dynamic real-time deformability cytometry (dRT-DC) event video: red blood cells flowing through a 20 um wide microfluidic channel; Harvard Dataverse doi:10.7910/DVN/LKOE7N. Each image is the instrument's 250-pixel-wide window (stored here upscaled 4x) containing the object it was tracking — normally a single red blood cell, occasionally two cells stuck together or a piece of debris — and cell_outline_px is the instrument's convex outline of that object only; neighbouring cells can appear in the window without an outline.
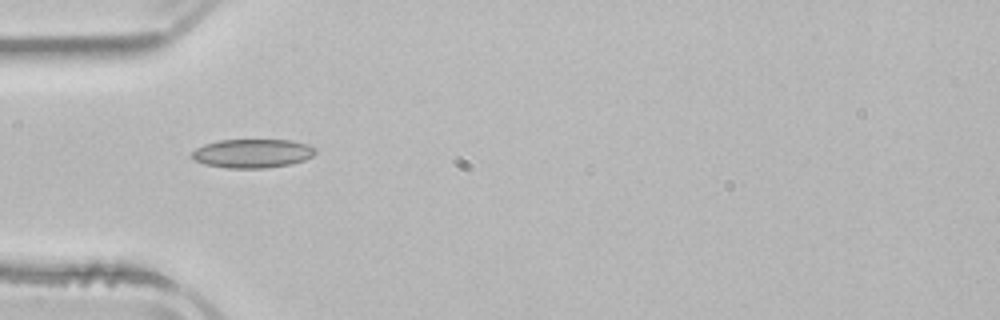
{"species": "common noctule bat (a hibernating species)", "species_latin": "Nyctalus noctula", "temperature_condition": "room temperature", "stored_images_in_passage": 6, "camera_frame_rate_fps": 3000, "um_per_image_px": 0.085, "animal": {"sex": "male", "body_mass_g": 21.5, "forearm_length_mm": 52.0}, "frame": {"image": 1, "passage_image": 4, "time_ms": 3.667, "image_size_px": [1000, 320], "cell_outline_px": [[316, 152], [312, 156], [304, 160], [292, 164], [264, 168], [228, 168], [204, 164], [192, 160], [188, 156], [196, 148], [204, 144], [220, 140], [292, 140], [308, 144], [316, 148]], "centroid_in_image_um": [21.43, 13.04], "position_along_channel_um": 63.6, "area_um2": 20.98}}
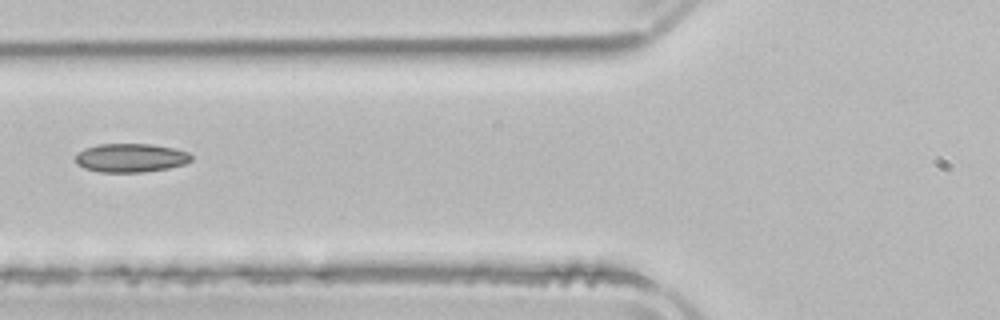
{"frame": {"image": 2, "passage_image": 5, "time_ms": 5.0, "image_size_px": [1000, 320], "cell_outline_px": [[192, 160], [184, 164], [168, 168], [144, 172], [100, 172], [84, 168], [76, 164], [76, 152], [84, 148], [96, 144], [152, 144], [172, 148], [188, 152], [192, 156]], "centroid_in_image_um": [11.08, 13.41], "position_along_channel_um": 114.7, "area_um2": 19.48}}
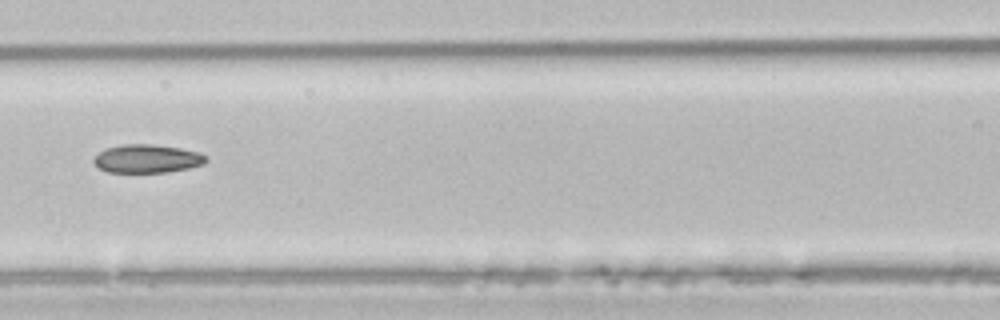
{"frame": {"image": 3, "passage_image": 6, "time_ms": 6.0, "image_size_px": [1000, 320], "cell_outline_px": [[208, 160], [204, 164], [188, 168], [168, 172], [108, 172], [100, 168], [92, 160], [104, 148], [124, 144], [152, 144], [180, 148], [200, 152], [208, 156]], "centroid_in_image_um": [12.54, 13.48], "position_along_channel_um": 154.1, "area_um2": 18.61}}